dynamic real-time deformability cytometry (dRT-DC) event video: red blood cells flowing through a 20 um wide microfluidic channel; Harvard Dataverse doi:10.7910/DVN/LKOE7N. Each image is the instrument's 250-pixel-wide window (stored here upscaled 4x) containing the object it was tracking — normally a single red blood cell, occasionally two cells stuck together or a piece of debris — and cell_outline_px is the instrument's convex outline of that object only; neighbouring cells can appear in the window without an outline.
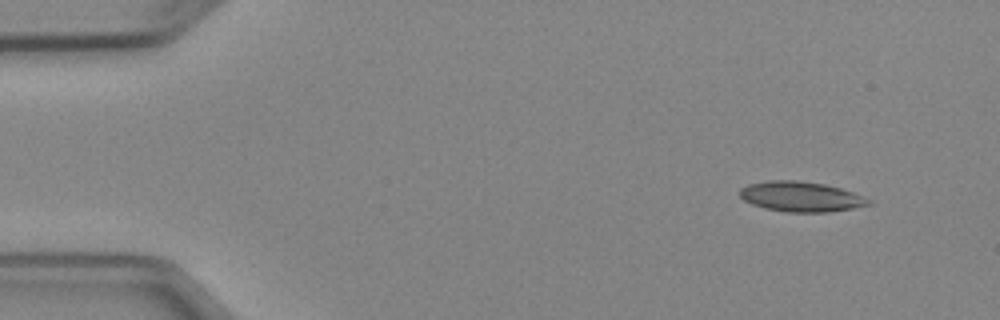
{"species": "Egyptian fruit bat (a non-hibernating species)", "species_latin": "Rousettus aegyptiacus", "temperature_condition": "cold", "stored_images_in_passage": 4, "segment_of_instrument_passage": [1, 2], "camera_frame_rate_fps": 3000, "um_per_image_px": 0.085, "animal": {"sex": "female"}, "frame": {"image": 1, "passage_image": 1, "time_ms": 0.0, "image_size_px": [1000, 320], "cell_outline_px": [[872, 204], [852, 208], [828, 212], [788, 212], [764, 208], [752, 204], [744, 200], [740, 196], [740, 188], [748, 184], [768, 180], [796, 180], [824, 184], [840, 188], [852, 192], [872, 200]], "centroid_in_image_um": [68.06, 16.71], "position_along_channel_um": 16.9, "area_um2": 22.54}}